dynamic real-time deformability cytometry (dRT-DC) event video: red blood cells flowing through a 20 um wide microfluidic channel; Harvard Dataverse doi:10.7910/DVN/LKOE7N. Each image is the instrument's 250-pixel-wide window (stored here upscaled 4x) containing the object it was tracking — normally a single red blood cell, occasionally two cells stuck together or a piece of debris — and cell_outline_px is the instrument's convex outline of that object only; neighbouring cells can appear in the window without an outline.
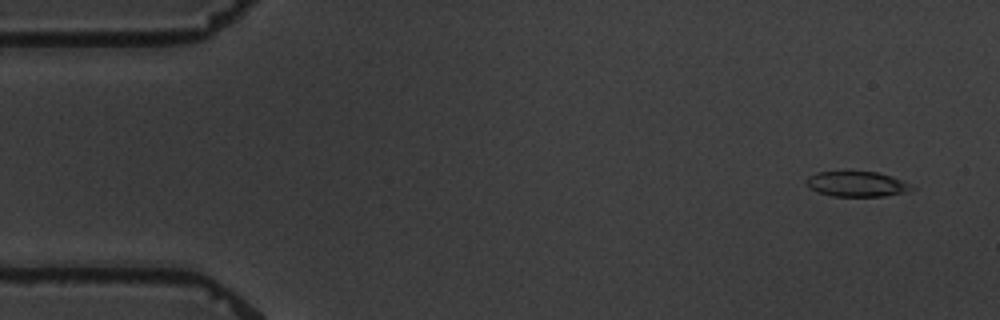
{"species": "common noctule bat (a hibernating species)", "species_latin": "Nyctalus noctula", "temperature_condition": "warm", "stored_images_in_passage": 4, "camera_frame_rate_fps": 3000, "um_per_image_px": 0.085, "animal": {"sex": "male", "body_mass_g": 19.5, "forearm_length_mm": 54.6}, "frame": {"image": 1, "passage_image": 1, "time_ms": 0.0, "image_size_px": [1000, 320], "cell_outline_px": [[916, 188], [908, 192], [884, 196], [832, 196], [816, 192], [808, 188], [804, 184], [804, 180], [808, 176], [816, 172], [848, 168], [876, 172], [900, 180]], "centroid_in_image_um": [72.7, 15.6], "position_along_channel_um": 12.3, "area_um2": 16.36}}
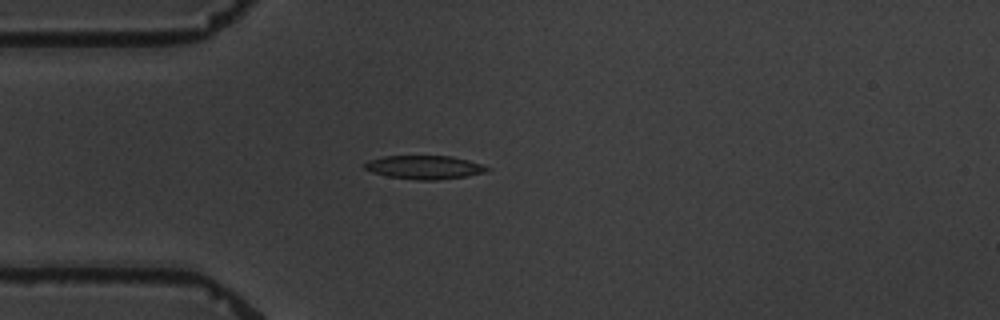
{"frame": {"image": 2, "passage_image": 4, "time_ms": 4.0, "image_size_px": [1000, 320], "cell_outline_px": [[492, 168], [484, 172], [468, 176], [436, 180], [420, 180], [388, 176], [372, 172], [364, 168], [364, 164], [368, 160], [384, 156], [452, 156], [468, 160]], "centroid_in_image_um": [36.08, 14.21], "position_along_channel_um": 48.9, "area_um2": 16.7}}